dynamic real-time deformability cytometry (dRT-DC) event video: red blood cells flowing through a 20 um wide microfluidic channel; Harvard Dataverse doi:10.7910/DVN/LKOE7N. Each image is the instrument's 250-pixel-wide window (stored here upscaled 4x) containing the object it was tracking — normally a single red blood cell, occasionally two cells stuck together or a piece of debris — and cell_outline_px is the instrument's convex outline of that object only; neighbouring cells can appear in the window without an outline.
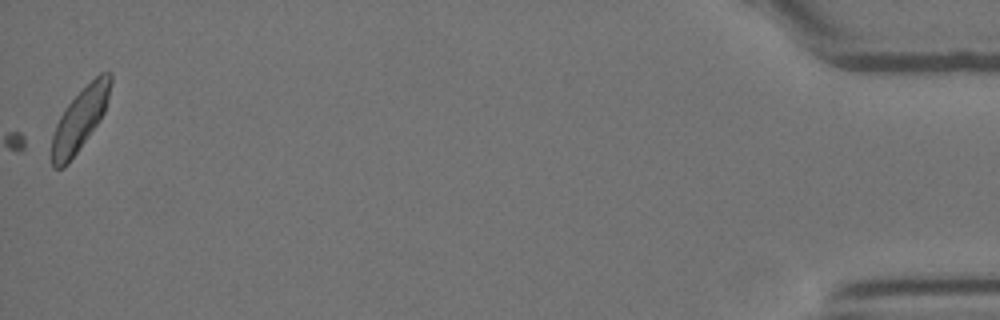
{"species": "Egyptian fruit bat (a non-hibernating species)", "species_latin": "Rousettus aegyptiacus", "temperature_condition": "room temperature", "stored_images_in_passage": 44, "camera_frame_rate_fps": 3000, "um_per_image_px": 0.085, "animal": {"sex": "female"}, "frame": {"image": 1, "passage_image": 44, "time_ms": 14.333, "image_size_px": [1000, 320], "cell_outline_px": [[112, 80], [104, 112], [100, 120], [68, 164], [64, 168], [52, 168], [52, 136], [56, 124], [60, 116], [68, 104], [100, 72], [112, 72]], "centroid_in_image_um": [6.79, 10.17], "position_along_channel_um": 428.4, "area_um2": 20.92}}